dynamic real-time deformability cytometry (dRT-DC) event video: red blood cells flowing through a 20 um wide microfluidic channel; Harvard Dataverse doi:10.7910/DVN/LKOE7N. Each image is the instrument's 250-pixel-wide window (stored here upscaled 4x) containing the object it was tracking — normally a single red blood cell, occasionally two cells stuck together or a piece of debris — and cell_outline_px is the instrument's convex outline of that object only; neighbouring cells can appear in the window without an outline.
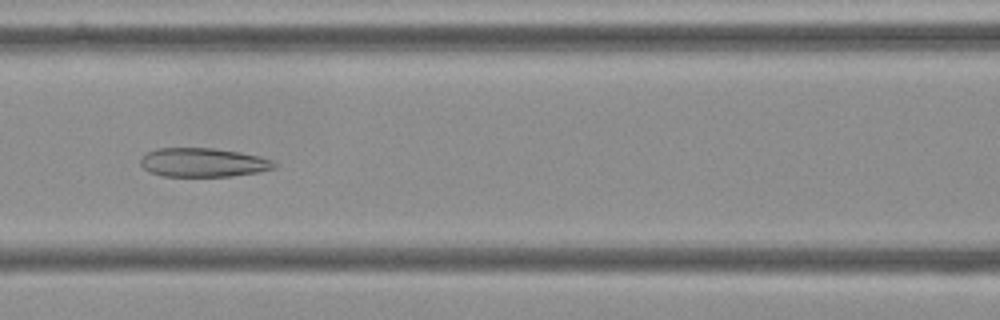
{"species": "Egyptian fruit bat (a non-hibernating species)", "species_latin": "Rousettus aegyptiacus", "temperature_condition": "cold", "stored_images_in_passage": 54, "camera_frame_rate_fps": 3000, "um_per_image_px": 0.085, "frame": {"image": 1, "passage_image": 23, "time_ms": 7.333, "image_size_px": [1000, 320], "cell_outline_px": [[276, 168], [256, 172], [232, 176], [160, 176], [148, 172], [140, 164], [140, 156], [156, 148], [212, 148], [240, 152], [260, 156], [272, 160], [276, 164]], "centroid_in_image_um": [17.23, 13.81], "position_along_channel_um": 149.4, "area_um2": 22.66}}
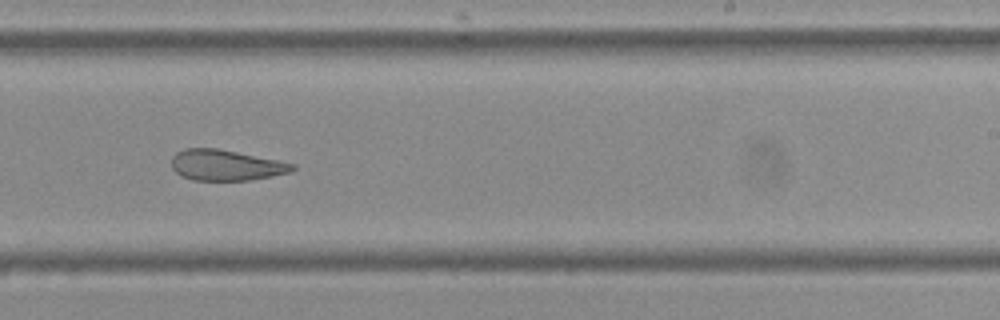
{"frame": {"image": 2, "passage_image": 33, "time_ms": 10.667, "image_size_px": [1000, 320], "cell_outline_px": [[296, 168], [292, 172], [272, 176], [248, 180], [192, 180], [180, 176], [172, 168], [172, 156], [176, 152], [184, 148], [216, 148], [280, 160], [296, 164]], "centroid_in_image_um": [19.21, 14.03], "position_along_channel_um": 269.8, "area_um2": 21.85}}
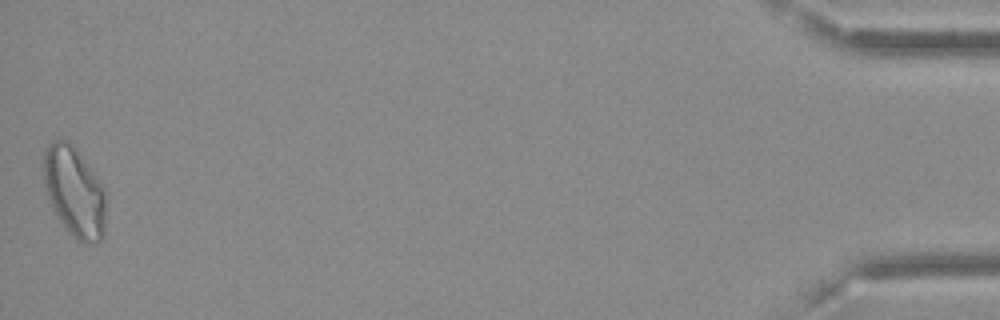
{"frame": {"image": 3, "passage_image": 54, "time_ms": 17.667, "image_size_px": [1000, 320], "cell_outline_px": [[104, 236], [96, 244], [84, 244], [76, 240], [68, 232], [56, 216], [44, 192], [44, 148], [48, 144], [56, 140], [68, 140], [76, 148], [96, 176], [104, 188]], "centroid_in_image_um": [6.29, 16.34], "position_along_channel_um": 428.9, "area_um2": 32.95}, "authors_computed_cell_mechanics": {"area_um2": 26.5013, "velocity_mm_per_s": 3.6226, "shape_relaxation_time_tau1_ms": null, "shape_relaxation_time_tau2_ms": 3.1255, "deformation_change_tau1": null, "deformation_change_tau2": 0.1094}}